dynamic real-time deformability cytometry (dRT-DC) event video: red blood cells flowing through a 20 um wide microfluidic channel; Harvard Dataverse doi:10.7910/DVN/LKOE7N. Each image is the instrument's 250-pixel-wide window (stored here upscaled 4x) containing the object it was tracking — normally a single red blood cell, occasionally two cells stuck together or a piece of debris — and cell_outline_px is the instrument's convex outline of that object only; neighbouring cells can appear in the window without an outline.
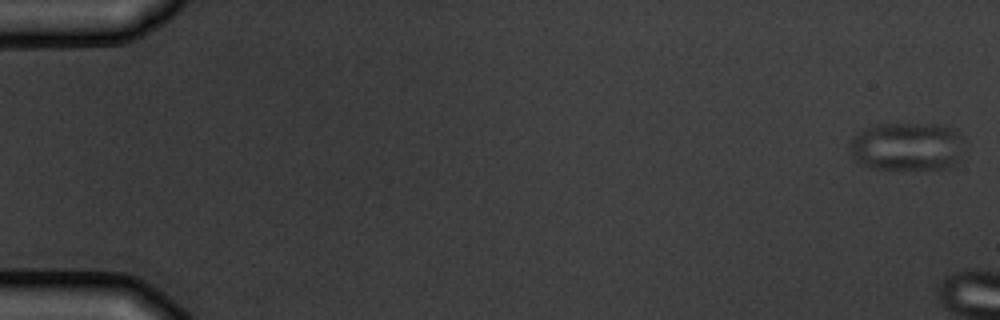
{"species": "common noctule bat (a hibernating species)", "species_latin": "Nyctalus noctula", "temperature_condition": "warm", "stored_images_in_passage": 7, "camera_frame_rate_fps": 3000, "um_per_image_px": 0.085, "animal": {"sex": "male", "body_mass_g": 19.5, "forearm_length_mm": 54.6}, "frame": {"image": 1, "passage_image": 1, "time_ms": 0.0, "image_size_px": [1000, 320], "cell_outline_px": [[968, 144], [960, 160], [952, 168], [872, 168], [856, 160], [848, 148], [848, 144], [864, 128], [880, 124], [936, 124], [952, 128], [968, 140]], "centroid_in_image_um": [77.22, 12.44], "position_along_channel_um": 7.8, "area_um2": 32.71}}